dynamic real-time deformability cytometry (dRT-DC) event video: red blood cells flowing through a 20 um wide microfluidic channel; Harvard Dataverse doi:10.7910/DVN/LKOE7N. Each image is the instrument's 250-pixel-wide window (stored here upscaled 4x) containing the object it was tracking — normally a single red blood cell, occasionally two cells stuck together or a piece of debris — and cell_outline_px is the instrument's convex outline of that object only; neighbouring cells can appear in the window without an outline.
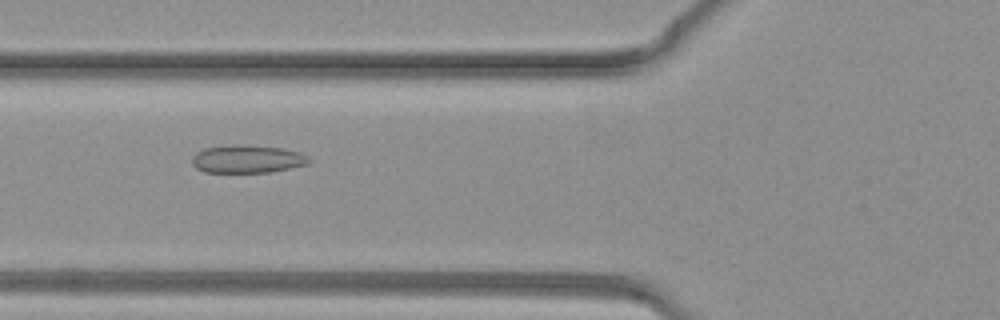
{"species": "common noctule bat (a hibernating species)", "species_latin": "Nyctalus noctula", "temperature_condition": "warm", "stored_images_in_passage": 32, "camera_frame_rate_fps": 3000, "um_per_image_px": 0.085, "animal": {"sex": "female", "body_mass_g": 19.3, "forearm_length_mm": 54.1}, "frame": {"image": 1, "passage_image": 8, "time_ms": 2.333, "image_size_px": [1000, 320], "cell_outline_px": [[312, 160], [308, 164], [272, 172], [204, 172], [196, 168], [192, 164], [192, 156], [196, 152], [204, 148], [284, 148], [308, 156]], "centroid_in_image_um": [21.04, 13.58], "position_along_channel_um": 104.8, "area_um2": 17.92}}
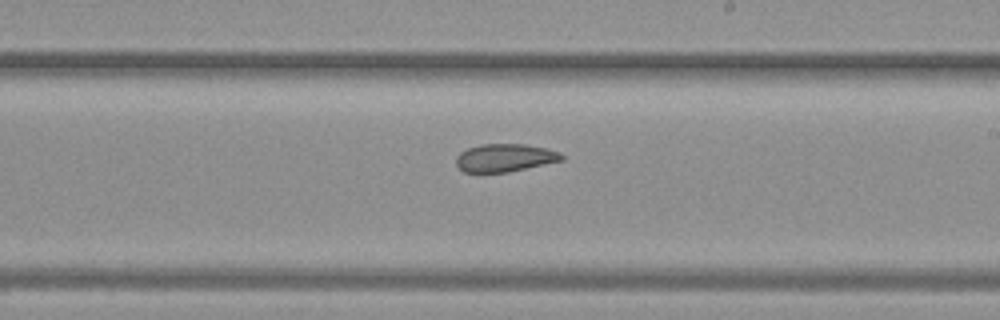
{"frame": {"image": 2, "passage_image": 16, "time_ms": 5.0, "image_size_px": [1000, 320], "cell_outline_px": [[564, 160], [508, 172], [464, 172], [456, 164], [456, 156], [460, 152], [468, 148], [480, 144], [524, 144], [548, 148], [560, 152], [564, 156]], "centroid_in_image_um": [42.93, 13.4], "position_along_channel_um": 246.1, "area_um2": 17.22}}
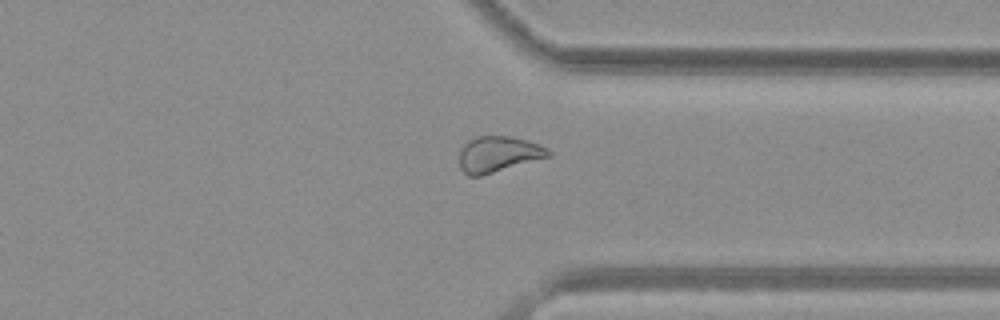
{"frame": {"image": 3, "passage_image": 23, "time_ms": 7.333, "image_size_px": [1000, 320], "cell_outline_px": [[552, 156], [480, 176], [468, 176], [460, 168], [460, 148], [468, 140], [476, 136], [512, 136], [528, 140], [548, 148], [552, 152]], "centroid_in_image_um": [42.37, 13.1], "position_along_channel_um": 369.0, "area_um2": 18.79}}